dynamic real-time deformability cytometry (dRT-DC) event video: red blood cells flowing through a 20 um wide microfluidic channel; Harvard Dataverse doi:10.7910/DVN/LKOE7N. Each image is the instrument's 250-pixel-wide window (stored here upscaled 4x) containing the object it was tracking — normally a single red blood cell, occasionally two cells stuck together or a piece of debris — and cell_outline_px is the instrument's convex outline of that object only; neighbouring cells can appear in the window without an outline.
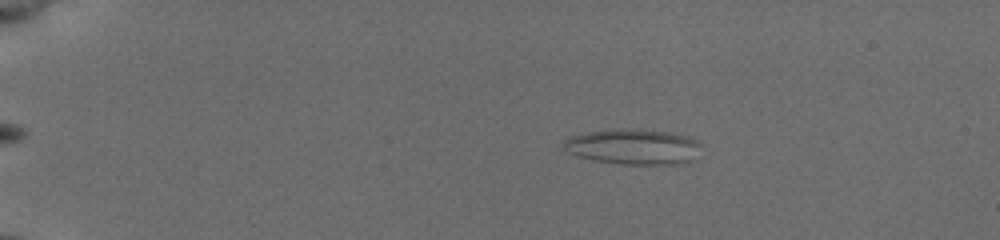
{"species": "common noctule bat (a hibernating species)", "species_latin": "Nyctalus noctula", "temperature_condition": "cold", "stored_images_in_passage": 58, "camera_frame_rate_fps": 3000, "um_per_image_px": 0.085, "animal": {"sex": "female", "body_mass_g": 19.5, "forearm_length_mm": 54.1}, "frame": {"image": 1, "passage_image": 13, "time_ms": 4.0, "image_size_px": [1000, 240], "cell_outline_px": [[700, 144], [688, 160], [672, 164], [620, 164], [596, 160], [580, 156], [568, 152], [564, 148], [564, 140], [572, 136], [592, 132], [616, 128], [664, 132], [688, 136], [696, 140]], "centroid_in_image_um": [53.76, 12.47], "position_along_channel_um": 31.2, "area_um2": 27.28}}
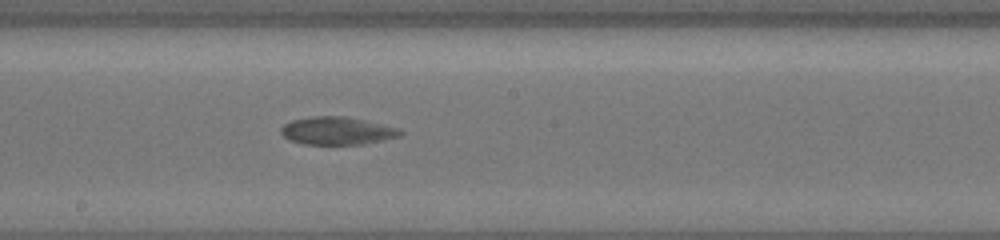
{"frame": {"image": 2, "passage_image": 35, "time_ms": 11.333, "image_size_px": [1000, 240], "cell_outline_px": [[404, 132], [400, 136], [364, 144], [304, 144], [292, 140], [284, 136], [280, 132], [280, 128], [284, 124], [292, 120], [308, 116], [348, 116], [400, 128]], "centroid_in_image_um": [28.67, 11.1], "position_along_channel_um": 219.5, "area_um2": 19.42}}
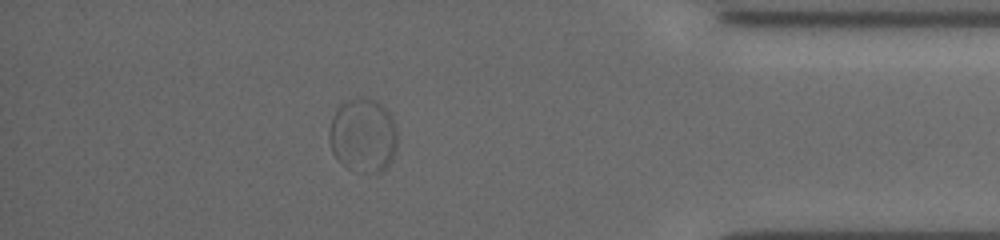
{"frame": {"image": 3, "passage_image": 52, "time_ms": 17.0, "image_size_px": [1000, 240], "cell_outline_px": [[396, 148], [384, 172], [372, 172], [348, 168], [340, 164], [332, 152], [328, 136], [328, 132], [332, 116], [340, 104], [348, 100], [360, 96], [376, 100], [388, 112], [396, 128]], "centroid_in_image_um": [30.82, 11.49], "position_along_channel_um": 404.4, "area_um2": 29.36}}